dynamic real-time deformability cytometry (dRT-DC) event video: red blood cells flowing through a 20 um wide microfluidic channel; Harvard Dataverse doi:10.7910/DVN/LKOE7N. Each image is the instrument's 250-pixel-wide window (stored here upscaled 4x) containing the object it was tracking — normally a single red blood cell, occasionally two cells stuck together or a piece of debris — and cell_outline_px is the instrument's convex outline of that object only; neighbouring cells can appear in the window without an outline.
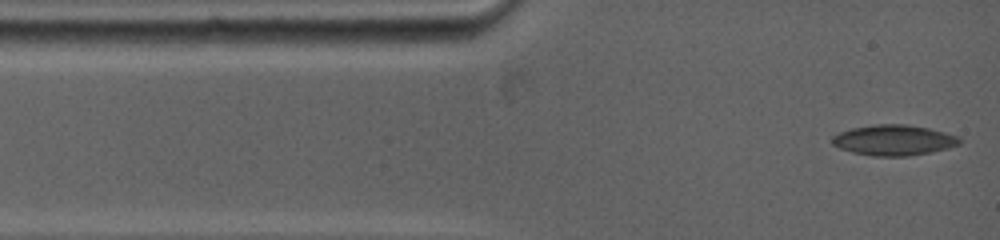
{"species": "common noctule bat (a hibernating species)", "species_latin": "Nyctalus noctula", "temperature_condition": "warm", "stored_images_in_passage": 45, "camera_frame_rate_fps": 5000, "um_per_image_px": 0.085, "animal": {"sex": "female", "body_mass_g": 19.0, "forearm_length_mm": 53.3}, "frame": {"image": 1, "passage_image": 1, "time_ms": 0.0, "image_size_px": [1000, 240], "cell_outline_px": [[960, 144], [928, 152], [904, 156], [880, 156], [856, 152], [840, 148], [832, 144], [832, 136], [840, 132], [852, 128], [876, 124], [908, 124], [928, 128], [956, 136], [960, 140]], "centroid_in_image_um": [75.93, 11.89], "position_along_channel_um": 9.1, "area_um2": 22.02}}
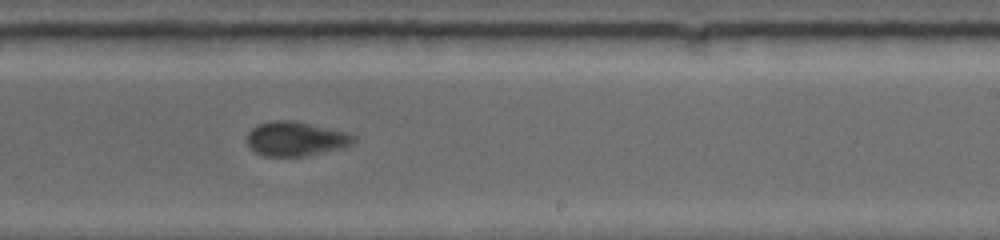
{"frame": {"image": 2, "passage_image": 20, "time_ms": 7.6, "image_size_px": [1000, 240], "cell_outline_px": [[356, 140], [352, 144], [340, 148], [304, 156], [264, 156], [248, 148], [244, 140], [248, 132], [256, 124], [272, 120], [292, 120], [348, 132], [356, 136]], "centroid_in_image_um": [25.08, 11.79], "position_along_channel_um": 263.9, "area_um2": 21.62}}
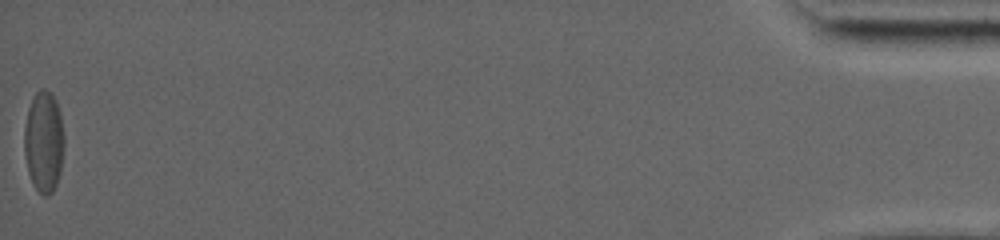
{"frame": {"image": 3, "passage_image": 45, "time_ms": 16.2, "image_size_px": [1000, 240], "cell_outline_px": [[64, 148], [60, 172], [56, 184], [52, 192], [48, 196], [44, 196], [32, 184], [28, 172], [24, 152], [24, 128], [28, 108], [36, 92], [40, 88], [44, 88], [52, 92], [56, 100], [60, 112], [64, 132]], "centroid_in_image_um": [3.73, 12.02], "position_along_channel_um": 431.5, "area_um2": 23.87}, "authors_computed_cell_mechanics": {"area_um2": 22.0796, "velocity_mm_per_s": 3.8735, "shape_relaxation_time_tau1_ms": null, "shape_relaxation_time_tau2_ms": 1.4499, "deformation_change_tau1": null, "deformation_change_tau2": 0.0488}}